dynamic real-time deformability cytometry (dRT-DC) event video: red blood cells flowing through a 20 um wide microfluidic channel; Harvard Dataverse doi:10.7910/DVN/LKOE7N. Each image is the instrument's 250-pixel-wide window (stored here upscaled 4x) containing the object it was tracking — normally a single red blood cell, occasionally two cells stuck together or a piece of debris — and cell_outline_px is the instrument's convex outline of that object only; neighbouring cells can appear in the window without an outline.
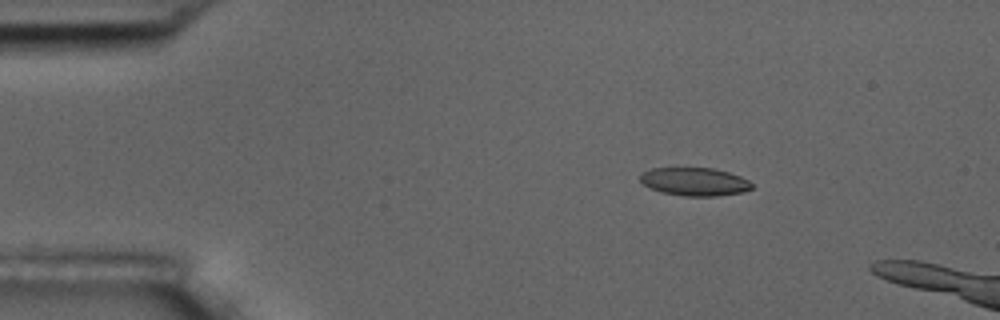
{"species": "common noctule bat (a hibernating species)", "species_latin": "Nyctalus noctula", "temperature_condition": "room temperature", "stored_images_in_passage": 4, "camera_frame_rate_fps": 3000, "um_per_image_px": 0.085, "animal": {"sex": "male", "body_mass_g": 17.5, "forearm_length_mm": 52.3}, "frame": {"image": 1, "passage_image": 1, "time_ms": 0.0, "image_size_px": [1000, 320], "cell_outline_px": [[752, 188], [744, 192], [716, 196], [684, 196], [660, 192], [644, 184], [640, 180], [640, 172], [652, 168], [716, 168], [740, 176], [748, 180], [752, 184]], "centroid_in_image_um": [59.04, 15.44], "position_along_channel_um": 26.0, "area_um2": 18.38}}